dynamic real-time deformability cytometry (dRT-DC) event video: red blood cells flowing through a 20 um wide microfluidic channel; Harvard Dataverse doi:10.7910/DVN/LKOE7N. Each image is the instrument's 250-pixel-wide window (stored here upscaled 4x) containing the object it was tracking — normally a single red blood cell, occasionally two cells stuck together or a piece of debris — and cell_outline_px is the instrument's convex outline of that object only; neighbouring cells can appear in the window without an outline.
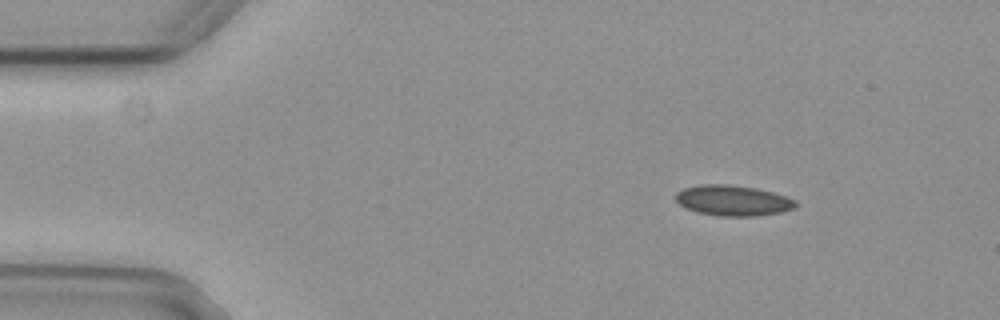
{"species": "common noctule bat (a hibernating species)", "species_latin": "Nyctalus noctula", "temperature_condition": "cold", "stored_images_in_passage": 5, "segment_of_instrument_passage": [1, 2], "camera_frame_rate_fps": 3000, "um_per_image_px": 0.085, "animal": {"sex": "female", "body_mass_g": 29.2, "forearm_length_mm": 56.3}, "frame": {"image": 1, "passage_image": 2, "time_ms": 0.333, "image_size_px": [1000, 320], "cell_outline_px": [[796, 204], [792, 208], [780, 212], [756, 216], [720, 216], [696, 212], [684, 208], [676, 200], [676, 192], [684, 188], [700, 184], [728, 184], [756, 188], [772, 192], [796, 200]], "centroid_in_image_um": [62.25, 17.04], "position_along_channel_um": 22.8, "area_um2": 21.27}}